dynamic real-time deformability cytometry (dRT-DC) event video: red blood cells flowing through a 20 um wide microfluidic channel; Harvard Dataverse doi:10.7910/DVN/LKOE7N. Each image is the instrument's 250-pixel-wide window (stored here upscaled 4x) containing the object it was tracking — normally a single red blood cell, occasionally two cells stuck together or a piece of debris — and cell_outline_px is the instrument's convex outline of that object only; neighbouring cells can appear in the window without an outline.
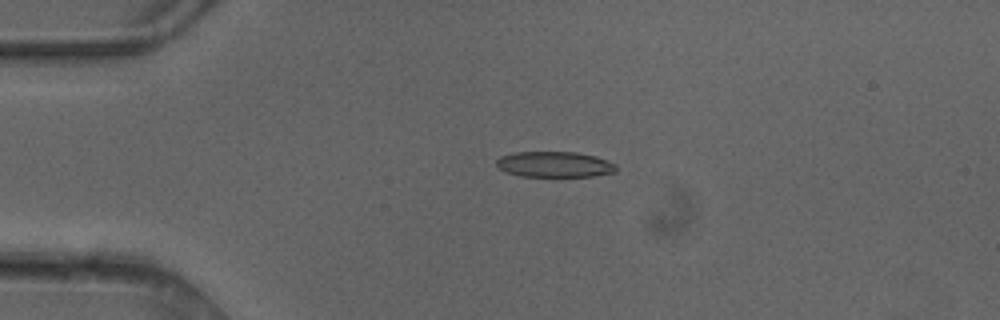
{"species": "common noctule bat (a hibernating species)", "species_latin": "Nyctalus noctula", "temperature_condition": "cold", "stored_images_in_passage": 6, "camera_frame_rate_fps": 3000, "um_per_image_px": 0.085, "animal": {"sex": "female"}, "frame": {"image": 1, "passage_image": 4, "time_ms": 1.0, "image_size_px": [1000, 320], "cell_outline_px": [[616, 172], [592, 176], [520, 176], [504, 172], [496, 168], [496, 160], [500, 156], [512, 152], [576, 152], [596, 156], [616, 164]], "centroid_in_image_um": [47.08, 13.97], "position_along_channel_um": 37.9, "area_um2": 18.09}}
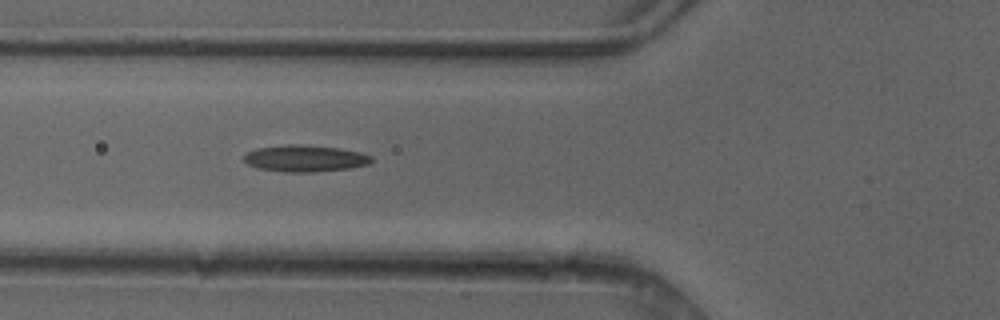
{"frame": {"image": 2, "passage_image": 6, "time_ms": 1.667, "image_size_px": [1000, 320], "cell_outline_px": [[372, 160], [368, 164], [352, 168], [312, 172], [284, 172], [256, 168], [248, 164], [244, 160], [244, 156], [248, 152], [256, 148], [288, 144], [300, 144], [336, 148], [360, 152], [372, 156]], "centroid_in_image_um": [25.91, 13.47], "position_along_channel_um": 99.9, "area_um2": 19.77}}